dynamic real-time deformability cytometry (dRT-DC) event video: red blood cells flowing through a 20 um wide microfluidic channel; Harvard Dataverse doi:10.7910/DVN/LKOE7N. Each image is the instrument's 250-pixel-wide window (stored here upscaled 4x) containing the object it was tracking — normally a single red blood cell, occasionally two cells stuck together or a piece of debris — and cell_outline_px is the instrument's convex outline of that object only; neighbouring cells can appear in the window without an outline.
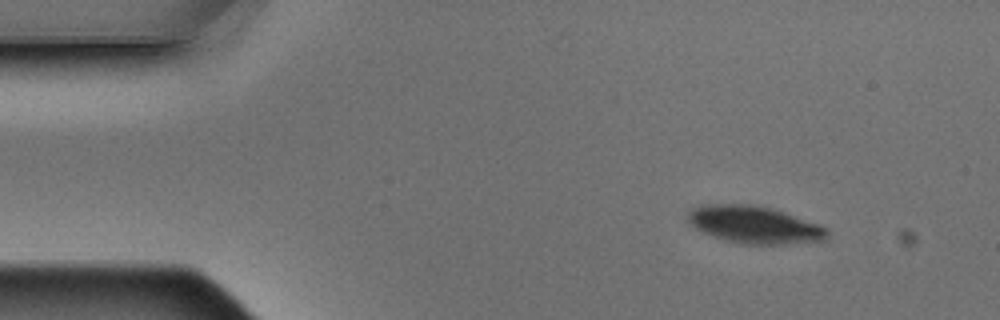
{"species": "Egyptian fruit bat (a non-hibernating species)", "species_latin": "Rousettus aegyptiacus", "temperature_condition": "warm", "stored_images_in_passage": 5, "camera_frame_rate_fps": 3000, "um_per_image_px": 0.085, "animal": {"sex": "male"}, "frame": {"image": 1, "passage_image": 1, "time_ms": 0.0, "image_size_px": [1000, 320], "cell_outline_px": [[828, 240], [788, 244], [740, 244], [724, 240], [704, 232], [688, 224], [684, 216], [692, 208], [704, 204], [756, 204], [772, 208], [820, 224], [828, 228]], "centroid_in_image_um": [64.12, 19.1], "position_along_channel_um": 20.9, "area_um2": 30.81}}
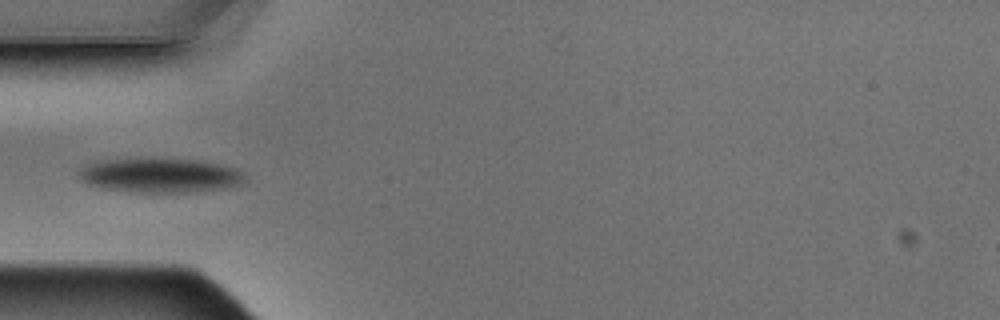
{"frame": {"image": 2, "passage_image": 4, "time_ms": 1.0, "image_size_px": [1000, 320], "cell_outline_px": [[248, 180], [244, 184], [228, 188], [204, 192], [132, 192], [104, 188], [88, 184], [80, 180], [80, 168], [88, 164], [104, 160], [196, 160], [220, 164], [236, 168], [244, 172]], "centroid_in_image_um": [13.74, 14.94], "position_along_channel_um": 71.3, "area_um2": 33.18}}
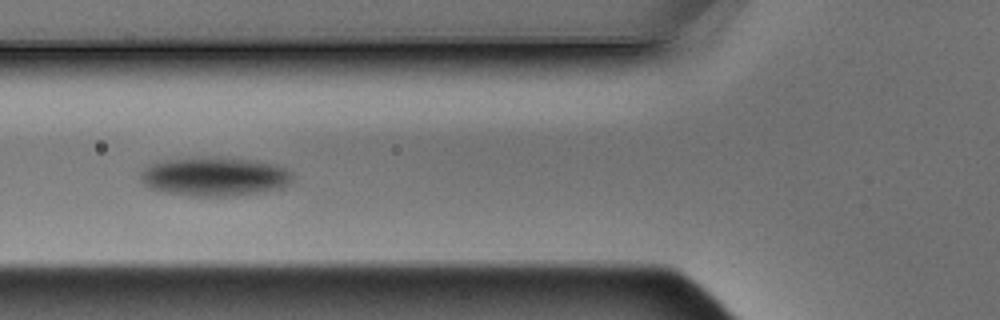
{"frame": {"image": 3, "passage_image": 5, "time_ms": 1.333, "image_size_px": [1000, 320], "cell_outline_px": [[292, 180], [288, 184], [260, 192], [228, 196], [192, 196], [164, 192], [148, 188], [140, 180], [140, 172], [148, 164], [164, 160], [188, 156], [220, 156], [260, 160], [276, 164], [292, 172]], "centroid_in_image_um": [18.18, 14.96], "position_along_channel_um": 107.6, "area_um2": 35.26}}